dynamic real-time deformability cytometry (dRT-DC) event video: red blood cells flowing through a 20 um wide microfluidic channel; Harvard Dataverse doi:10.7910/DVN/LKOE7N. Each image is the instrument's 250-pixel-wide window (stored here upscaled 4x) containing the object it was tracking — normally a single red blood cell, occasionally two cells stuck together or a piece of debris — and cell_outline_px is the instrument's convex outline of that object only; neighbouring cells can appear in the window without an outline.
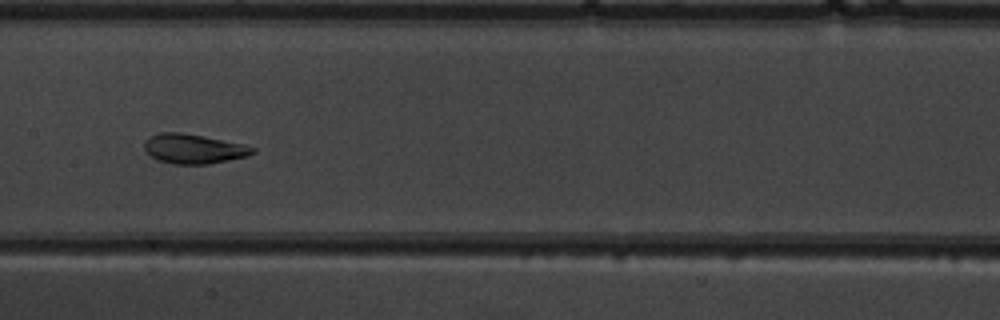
{"species": "common noctule bat (a hibernating species)", "species_latin": "Nyctalus noctula", "temperature_condition": "warm", "stored_images_in_passage": 36, "camera_frame_rate_fps": 3000, "um_per_image_px": 0.085, "animal": {"sex": "male", "body_mass_g": 19.5, "forearm_length_mm": 54.6}, "frame": {"image": 1, "passage_image": 13, "time_ms": 4.0, "image_size_px": [1000, 320], "cell_outline_px": [[256, 152], [248, 156], [208, 164], [172, 164], [156, 160], [144, 148], [144, 140], [160, 132], [180, 132], [204, 136], [244, 144], [256, 148]], "centroid_in_image_um": [16.47, 12.65], "position_along_channel_um": 190.9, "area_um2": 18.73}}
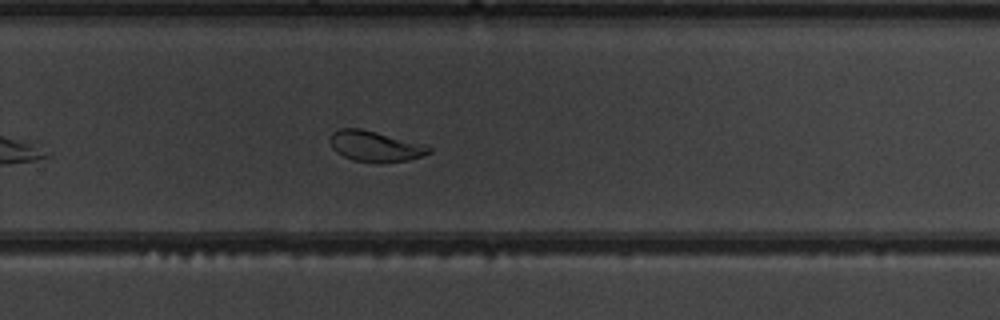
{"frame": {"image": 2, "passage_image": 21, "time_ms": 6.667, "image_size_px": [1000, 320], "cell_outline_px": [[432, 152], [408, 160], [380, 164], [352, 160], [336, 152], [332, 148], [328, 140], [332, 132], [340, 128], [360, 128], [428, 144], [432, 148]], "centroid_in_image_um": [31.9, 12.44], "position_along_channel_um": 297.9, "area_um2": 18.15}}
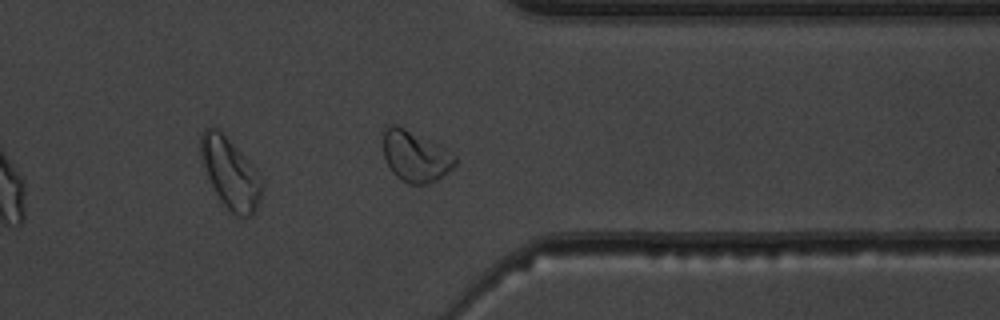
{"frame": {"image": 3, "passage_image": 27, "time_ms": 8.667, "image_size_px": [1000, 320], "cell_outline_px": [[456, 164], [452, 168], [436, 180], [424, 184], [408, 184], [400, 180], [392, 172], [384, 156], [384, 128], [392, 124], [396, 124], [440, 144], [456, 156]], "centroid_in_image_um": [35.31, 13.27], "position_along_channel_um": 376.1, "area_um2": 21.33}, "authors_computed_cell_mechanics": {"area_um2": 18.8139, "velocity_mm_per_s": 4.0328, "shape_relaxation_time_tau1_ms": 2.7238, "shape_relaxation_time_tau2_ms": 1.2846, "deformation_change_tau1": 0.1346, "deformation_change_tau2": 0.0538}}